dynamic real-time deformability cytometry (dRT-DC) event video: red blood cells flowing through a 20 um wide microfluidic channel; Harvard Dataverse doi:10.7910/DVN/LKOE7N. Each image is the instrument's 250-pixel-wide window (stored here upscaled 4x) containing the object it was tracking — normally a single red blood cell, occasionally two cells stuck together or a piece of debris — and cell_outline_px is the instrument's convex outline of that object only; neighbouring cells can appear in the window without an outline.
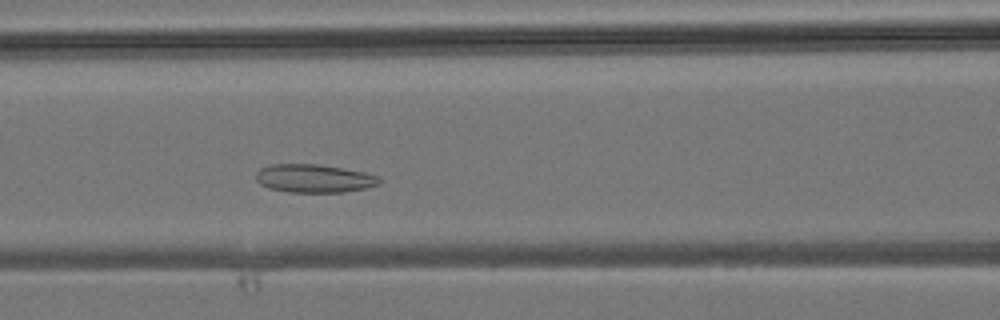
{"species": "common noctule bat (a hibernating species)", "species_latin": "Nyctalus noctula", "temperature_condition": "room temperature", "stored_images_in_passage": 38, "camera_frame_rate_fps": 3000, "um_per_image_px": 0.085, "animal": {"sex": "male", "body_mass_g": 19.2, "forearm_length_mm": 51.8}, "frame": {"image": 1, "passage_image": 13, "time_ms": 4.0, "image_size_px": [1000, 320], "cell_outline_px": [[380, 184], [368, 188], [344, 192], [288, 192], [268, 188], [260, 184], [256, 180], [256, 172], [260, 168], [268, 164], [316, 164], [364, 172], [380, 176]], "centroid_in_image_um": [26.68, 15.17], "position_along_channel_um": 139.9, "area_um2": 20.46}}
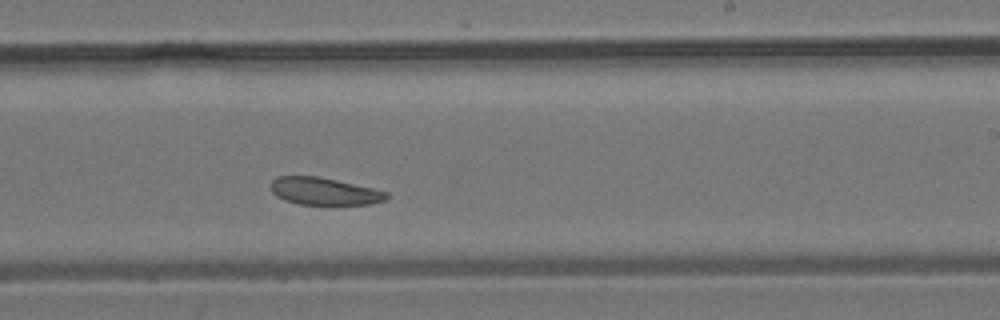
{"frame": {"image": 2, "passage_image": 21, "time_ms": 6.667, "image_size_px": [1000, 320], "cell_outline_px": [[388, 200], [368, 204], [300, 204], [284, 200], [276, 196], [272, 192], [272, 180], [276, 176], [316, 176], [336, 180], [372, 188], [388, 192]], "centroid_in_image_um": [27.56, 16.26], "position_along_channel_um": 261.4, "area_um2": 18.26}}
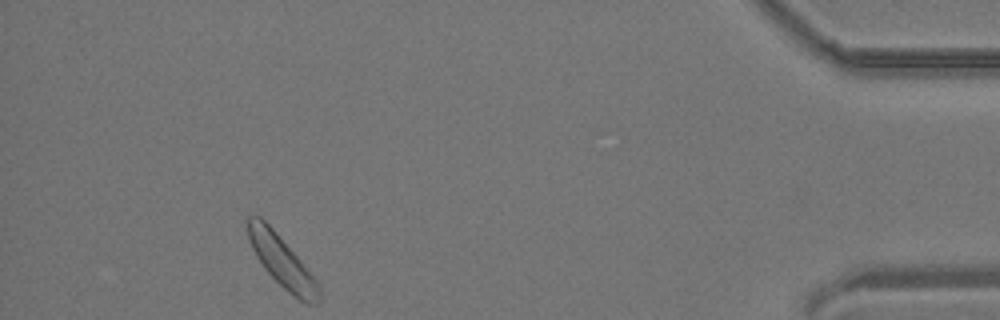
{"frame": {"image": 3, "passage_image": 35, "time_ms": 11.333, "image_size_px": [1000, 320], "cell_outline_px": [[320, 296], [316, 304], [308, 304], [300, 300], [288, 292], [264, 268], [256, 256], [248, 240], [244, 220], [248, 216], [260, 216], [276, 232], [300, 260], [320, 284]], "centroid_in_image_um": [23.92, 22.19], "position_along_channel_um": 411.3, "area_um2": 21.15}}